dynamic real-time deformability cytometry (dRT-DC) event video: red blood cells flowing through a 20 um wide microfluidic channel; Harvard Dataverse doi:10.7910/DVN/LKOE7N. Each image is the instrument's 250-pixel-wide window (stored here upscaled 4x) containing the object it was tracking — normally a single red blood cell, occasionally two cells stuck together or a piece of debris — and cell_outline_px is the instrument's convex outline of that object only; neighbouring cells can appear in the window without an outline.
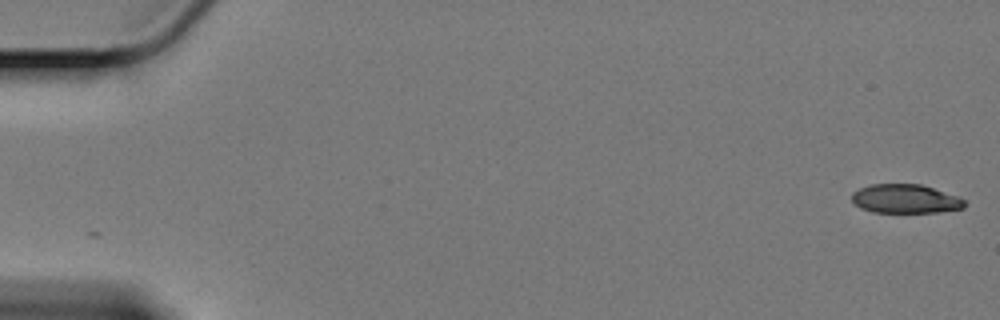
{"species": "Egyptian fruit bat (a non-hibernating species)", "species_latin": "Rousettus aegyptiacus", "temperature_condition": "cold", "stored_images_in_passage": 38, "camera_frame_rate_fps": 3000, "um_per_image_px": 0.085, "animal": {"sex": "female"}, "frame": {"image": 1, "passage_image": 1, "time_ms": 0.0, "image_size_px": [1000, 320], "cell_outline_px": [[968, 204], [964, 208], [936, 212], [872, 212], [860, 208], [852, 200], [852, 192], [860, 188], [872, 184], [920, 184], [960, 196]], "centroid_in_image_um": [76.99, 16.9], "position_along_channel_um": 8.0, "area_um2": 19.07}}
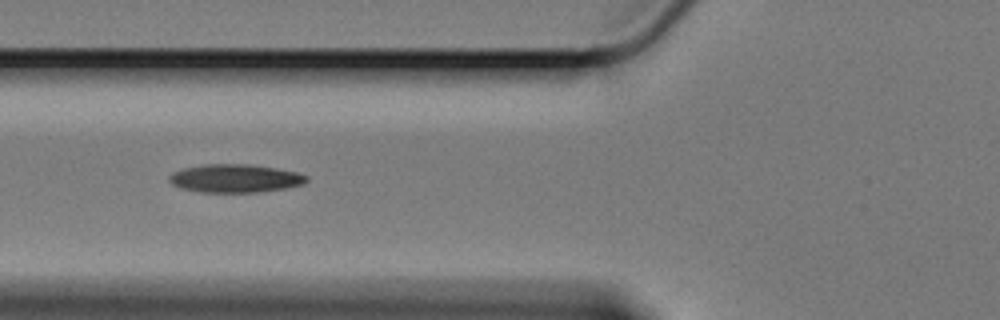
{"frame": {"image": 2, "passage_image": 23, "time_ms": 7.333, "image_size_px": [1000, 320], "cell_outline_px": [[308, 180], [304, 184], [288, 188], [260, 192], [200, 192], [180, 188], [172, 184], [168, 180], [168, 176], [172, 172], [184, 168], [204, 164], [248, 164], [276, 168], [296, 172], [308, 176]], "centroid_in_image_um": [19.98, 15.16], "position_along_channel_um": 105.8, "area_um2": 22.77}}
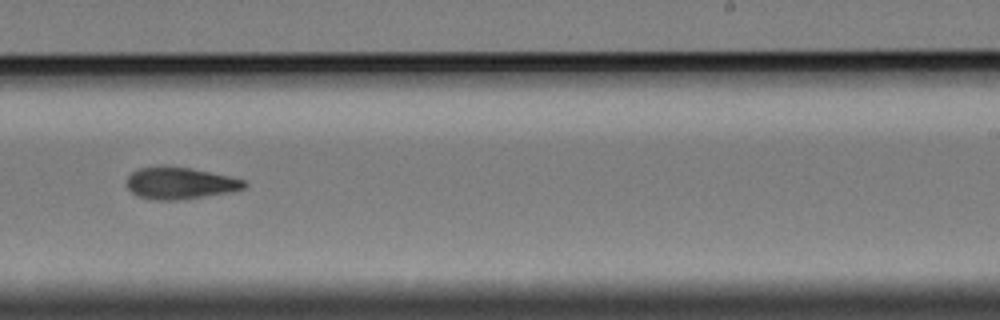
{"frame": {"image": 3, "passage_image": 38, "time_ms": 12.333, "image_size_px": [1000, 320], "cell_outline_px": [[248, 184], [244, 188], [228, 192], [204, 196], [176, 200], [152, 200], [136, 196], [128, 188], [128, 176], [136, 168], [160, 164], [192, 168], [228, 176], [244, 180]], "centroid_in_image_um": [15.24, 15.54], "position_along_channel_um": 273.8, "area_um2": 22.02}}